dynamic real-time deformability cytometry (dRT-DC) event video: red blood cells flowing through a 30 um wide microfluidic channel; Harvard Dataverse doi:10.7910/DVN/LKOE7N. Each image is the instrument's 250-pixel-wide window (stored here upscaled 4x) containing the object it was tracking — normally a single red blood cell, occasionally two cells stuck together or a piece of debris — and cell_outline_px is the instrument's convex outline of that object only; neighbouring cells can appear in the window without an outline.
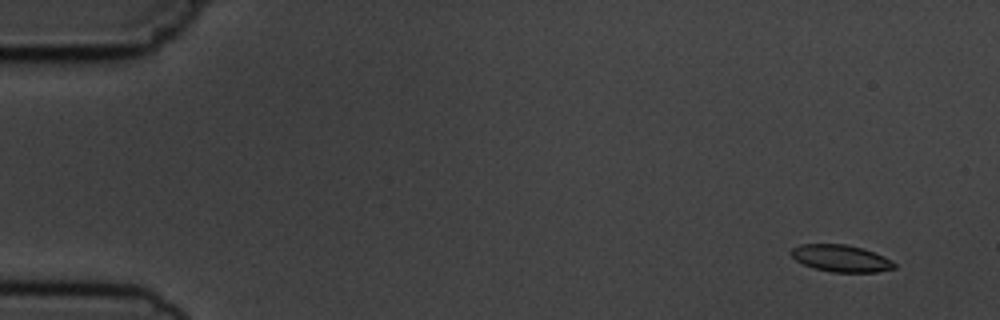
{"species": "common noctule bat (a hibernating species)", "species_latin": "Nyctalus noctula", "temperature_condition": "cold", "stored_images_in_passage": 7, "camera_frame_rate_fps": 3000, "um_per_image_px": 0.085, "animal": {"sex": "male", "body_mass_g": 19.5, "forearm_length_mm": 54.6}, "frame": {"image": 1, "passage_image": 1, "time_ms": 0.0, "image_size_px": [1000, 320], "cell_outline_px": [[896, 268], [876, 272], [832, 272], [816, 268], [804, 264], [796, 260], [788, 252], [792, 248], [800, 244], [844, 244], [864, 248], [884, 256], [892, 260], [896, 264]], "centroid_in_image_um": [71.5, 21.95], "position_along_channel_um": 13.5, "area_um2": 16.24}}
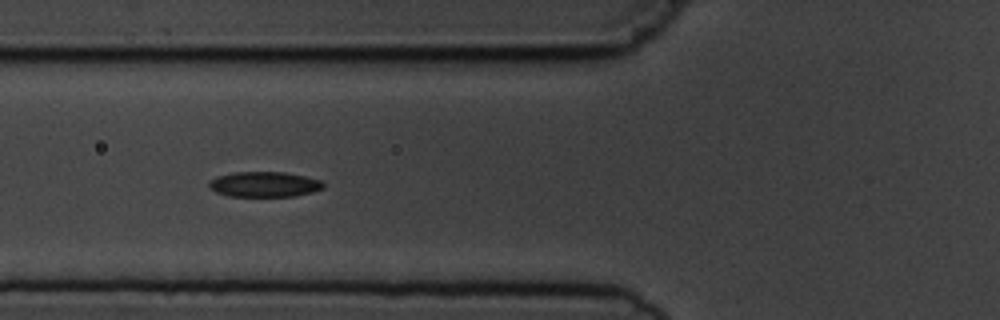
{"frame": {"image": 2, "passage_image": 6, "time_ms": 5.667, "image_size_px": [1000, 320], "cell_outline_px": [[324, 188], [312, 192], [292, 196], [228, 196], [216, 192], [208, 184], [212, 180], [220, 176], [232, 172], [284, 172], [304, 176], [320, 180], [324, 184]], "centroid_in_image_um": [22.5, 15.67], "position_along_channel_um": 103.3, "area_um2": 16.59}}
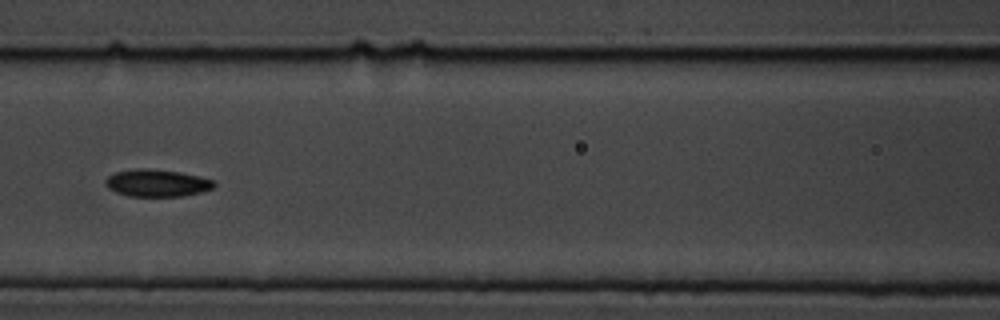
{"frame": {"image": 3, "passage_image": 7, "time_ms": 7.0, "image_size_px": [1000, 320], "cell_outline_px": [[216, 184], [212, 188], [200, 192], [184, 196], [128, 196], [116, 192], [108, 188], [104, 184], [104, 180], [108, 176], [116, 172], [136, 168], [148, 168], [180, 172], [200, 176], [212, 180]], "centroid_in_image_um": [13.31, 15.55], "position_along_channel_um": 153.3, "area_um2": 17.28}}